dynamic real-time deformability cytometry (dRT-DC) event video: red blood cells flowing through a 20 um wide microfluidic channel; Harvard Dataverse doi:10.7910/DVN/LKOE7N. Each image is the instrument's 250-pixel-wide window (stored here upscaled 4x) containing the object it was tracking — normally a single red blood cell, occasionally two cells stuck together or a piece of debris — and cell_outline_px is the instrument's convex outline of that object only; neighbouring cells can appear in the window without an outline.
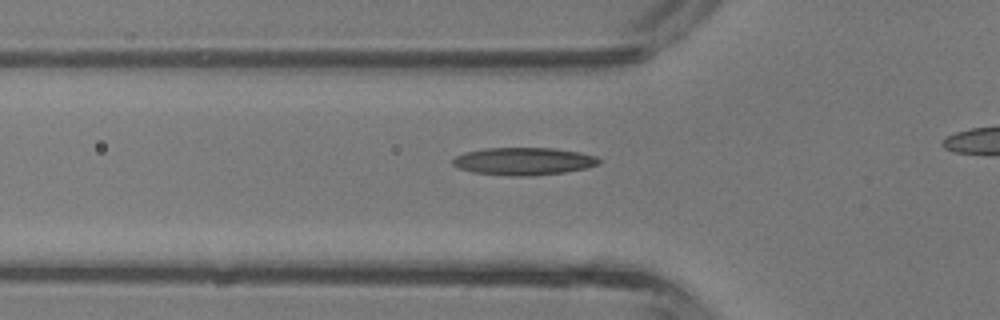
{"species": "common noctule bat (a hibernating species)", "species_latin": "Nyctalus noctula", "temperature_condition": "room temperature", "stored_images_in_passage": 31, "camera_frame_rate_fps": 3000, "um_per_image_px": 0.085, "animal": {"sex": "male", "body_mass_g": 13.3}, "frame": {"image": 1, "passage_image": 11, "time_ms": 3.333, "image_size_px": [1000, 320], "cell_outline_px": [[600, 164], [584, 168], [564, 172], [536, 176], [508, 176], [472, 172], [460, 168], [452, 164], [452, 160], [456, 156], [464, 152], [488, 148], [552, 148], [580, 152], [596, 156], [600, 160]], "centroid_in_image_um": [44.5, 13.71], "position_along_channel_um": 81.3, "area_um2": 23.52}}
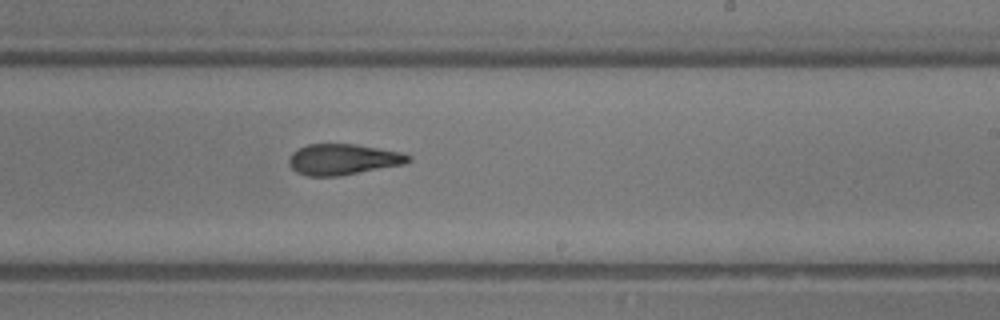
{"frame": {"image": 2, "passage_image": 22, "time_ms": 7.0, "image_size_px": [1000, 320], "cell_outline_px": [[412, 160], [404, 164], [340, 176], [308, 176], [296, 172], [288, 164], [288, 156], [292, 152], [308, 144], [356, 144], [404, 152], [412, 156]], "centroid_in_image_um": [29.18, 13.54], "position_along_channel_um": 259.8, "area_um2": 21.73}}
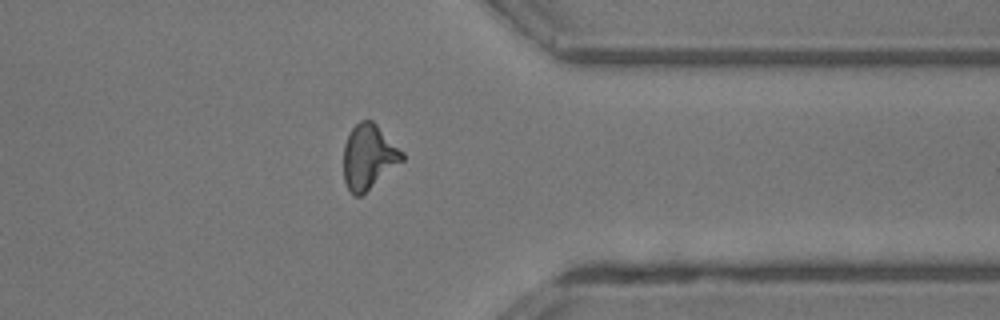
{"frame": {"image": 3, "passage_image": 30, "time_ms": 9.667, "image_size_px": [1000, 320], "cell_outline_px": [[404, 160], [360, 196], [356, 196], [348, 188], [344, 180], [344, 144], [352, 128], [360, 120], [372, 120], [404, 152]], "centroid_in_image_um": [31.34, 13.31], "position_along_channel_um": 380.1, "area_um2": 21.79}}